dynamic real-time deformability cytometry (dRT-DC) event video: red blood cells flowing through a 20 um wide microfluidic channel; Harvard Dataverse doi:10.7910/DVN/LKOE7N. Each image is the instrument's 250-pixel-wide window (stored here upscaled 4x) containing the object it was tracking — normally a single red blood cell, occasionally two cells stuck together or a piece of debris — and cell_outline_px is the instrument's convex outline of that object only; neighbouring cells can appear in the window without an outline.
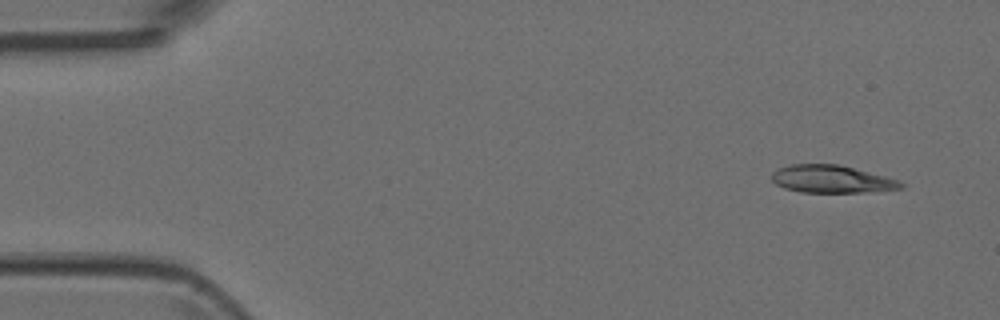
{"species": "Egyptian fruit bat (a non-hibernating species)", "species_latin": "Rousettus aegyptiacus", "temperature_condition": "room temperature", "stored_images_in_passage": 6, "camera_frame_rate_fps": 3000, "um_per_image_px": 0.085, "animal": {"sex": "female"}, "frame": {"image": 1, "passage_image": 1, "time_ms": 0.0, "image_size_px": [1000, 320], "cell_outline_px": [[904, 188], [864, 192], [800, 192], [784, 188], [776, 184], [772, 180], [772, 172], [776, 168], [792, 164], [840, 164], [900, 180], [904, 184]], "centroid_in_image_um": [70.68, 15.21], "position_along_channel_um": 14.3, "area_um2": 20.87}}
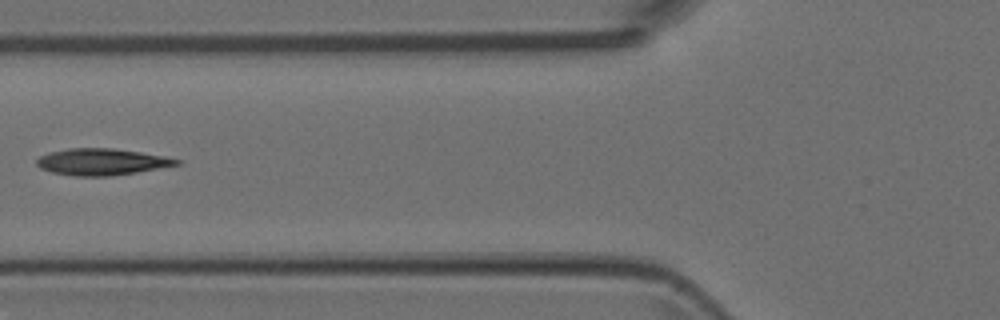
{"frame": {"image": 2, "passage_image": 5, "time_ms": 1.333, "image_size_px": [1000, 320], "cell_outline_px": [[180, 164], [136, 172], [108, 176], [72, 176], [52, 172], [40, 168], [36, 164], [36, 160], [40, 156], [52, 152], [68, 148], [112, 148], [140, 152], [164, 156], [180, 160]], "centroid_in_image_um": [8.61, 13.76], "position_along_channel_um": 117.2, "area_um2": 21.44}}
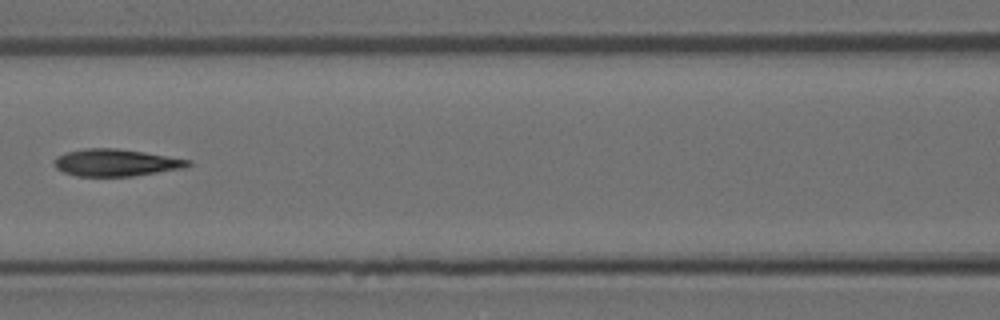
{"frame": {"image": 3, "passage_image": 6, "time_ms": 1.667, "image_size_px": [1000, 320], "cell_outline_px": [[192, 164], [184, 168], [132, 176], [76, 176], [64, 172], [56, 168], [52, 164], [52, 160], [56, 156], [64, 152], [84, 148], [116, 148], [144, 152], [192, 160]], "centroid_in_image_um": [9.8, 13.81], "position_along_channel_um": 156.8, "area_um2": 21.33}}